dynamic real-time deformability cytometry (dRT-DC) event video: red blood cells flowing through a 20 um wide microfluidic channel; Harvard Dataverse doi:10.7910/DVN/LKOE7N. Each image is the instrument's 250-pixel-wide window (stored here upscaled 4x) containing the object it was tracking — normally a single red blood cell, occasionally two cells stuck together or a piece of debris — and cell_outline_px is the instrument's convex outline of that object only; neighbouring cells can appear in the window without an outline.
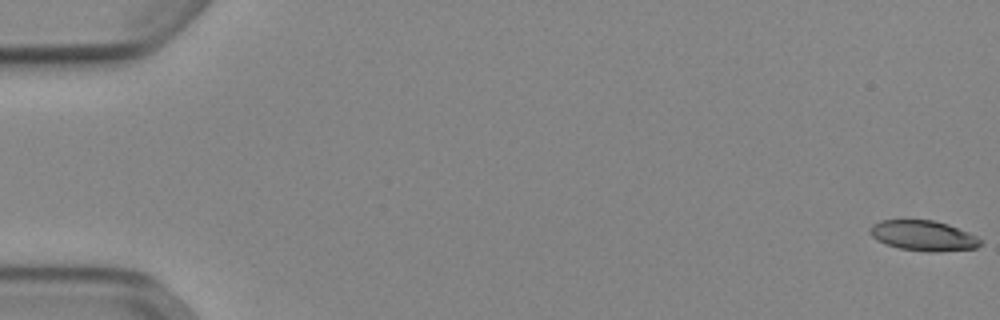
{"species": "Egyptian fruit bat (a non-hibernating species)", "species_latin": "Rousettus aegyptiacus", "temperature_condition": "cold", "stored_images_in_passage": 53, "camera_frame_rate_fps": 3000, "um_per_image_px": 0.085, "animal": {"sex": "female"}, "frame": {"image": 1, "passage_image": 1, "time_ms": 0.0, "image_size_px": [1000, 320], "cell_outline_px": [[984, 240], [976, 248], [936, 252], [928, 252], [900, 248], [884, 244], [876, 240], [868, 232], [868, 228], [872, 224], [880, 220], [932, 220], [948, 224], [968, 232]], "centroid_in_image_um": [78.45, 20.03], "position_along_channel_um": 6.5, "area_um2": 19.65}}
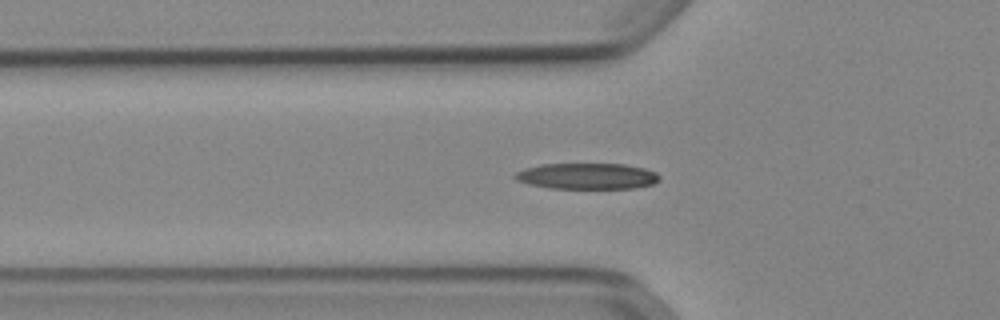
{"frame": {"image": 2, "passage_image": 19, "time_ms": 6.0, "image_size_px": [1000, 320], "cell_outline_px": [[660, 180], [652, 184], [636, 188], [548, 188], [528, 184], [516, 180], [512, 176], [516, 172], [524, 168], [540, 164], [624, 164], [644, 168], [656, 172], [660, 176]], "centroid_in_image_um": [49.88, 14.97], "position_along_channel_um": 75.9, "area_um2": 22.02}}
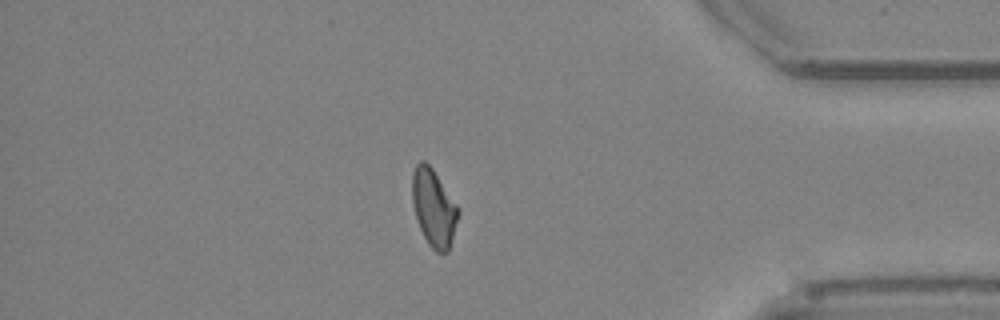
{"frame": {"image": 3, "passage_image": 46, "time_ms": 15.0, "image_size_px": [1000, 320], "cell_outline_px": [[460, 212], [448, 252], [436, 252], [428, 244], [420, 228], [412, 204], [412, 172], [416, 164], [420, 160], [424, 160], [432, 168], [460, 208]], "centroid_in_image_um": [36.87, 17.64], "position_along_channel_um": 398.3, "area_um2": 20.75}, "authors_computed_cell_mechanics": {"area_um2": 20.808, "velocity_mm_per_s": 3.902, "shape_relaxation_time_tau1_ms": 4.7405, "shape_relaxation_time_tau2_ms": null, "deformation_change_tau1": 0.1721, "deformation_change_tau2": null}}